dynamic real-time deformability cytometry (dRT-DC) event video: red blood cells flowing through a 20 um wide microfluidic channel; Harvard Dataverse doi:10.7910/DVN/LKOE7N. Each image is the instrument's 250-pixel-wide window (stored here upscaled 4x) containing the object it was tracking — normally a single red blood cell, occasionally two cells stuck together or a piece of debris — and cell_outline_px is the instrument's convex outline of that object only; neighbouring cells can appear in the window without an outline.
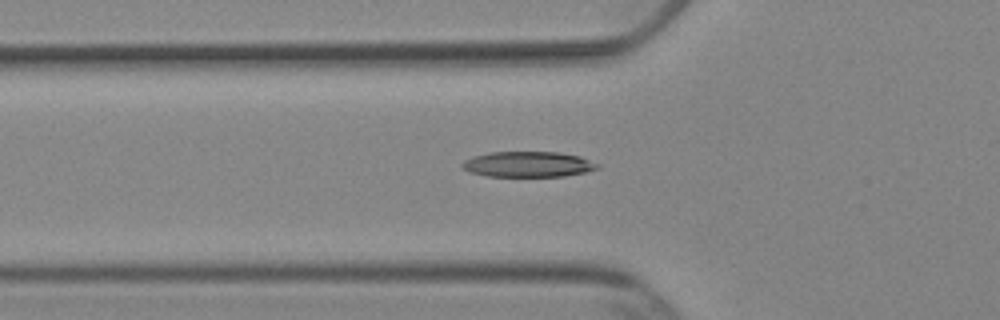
{"species": "Egyptian fruit bat (a non-hibernating species)", "species_latin": "Rousettus aegyptiacus", "temperature_condition": "cold", "stored_images_in_passage": 36, "camera_frame_rate_fps": 3000, "um_per_image_px": 0.085, "animal": {"sex": "female"}, "frame": {"image": 1, "passage_image": 2, "time_ms": 0.333, "image_size_px": [1000, 320], "cell_outline_px": [[600, 168], [584, 172], [564, 176], [488, 176], [468, 172], [460, 164], [464, 160], [472, 156], [488, 152], [560, 152], [580, 156], [600, 164]], "centroid_in_image_um": [44.88, 13.96], "position_along_channel_um": 80.9, "area_um2": 20.23}}
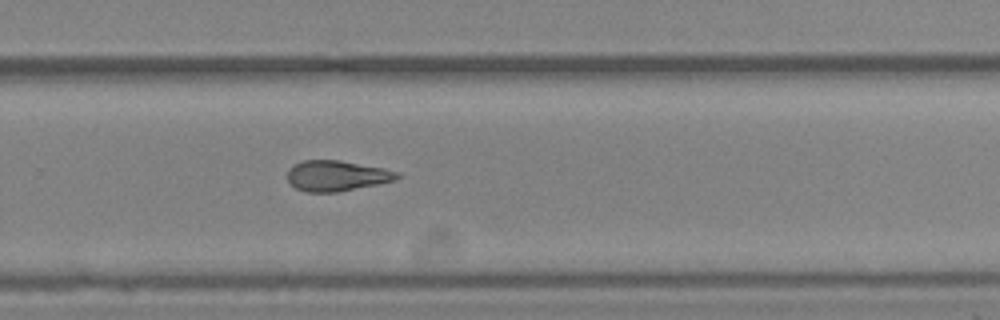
{"frame": {"image": 2, "passage_image": 19, "time_ms": 6.0, "image_size_px": [1000, 320], "cell_outline_px": [[400, 176], [396, 180], [336, 192], [308, 192], [296, 188], [288, 180], [288, 168], [292, 164], [304, 160], [340, 160], [384, 168], [400, 172]], "centroid_in_image_um": [28.61, 14.92], "position_along_channel_um": 301.2, "area_um2": 19.48}}
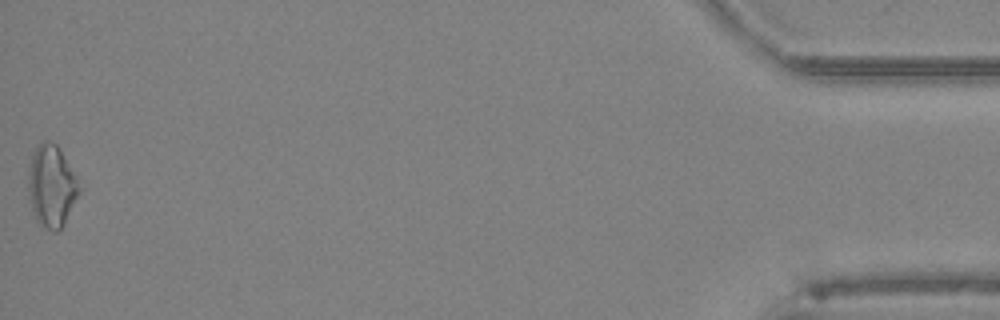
{"frame": {"image": 3, "passage_image": 36, "time_ms": 11.667, "image_size_px": [1000, 320], "cell_outline_px": [[80, 192], [64, 224], [56, 232], [52, 232], [40, 224], [36, 220], [32, 208], [28, 188], [28, 164], [32, 152], [44, 140], [48, 140], [56, 144], [76, 176], [80, 188]], "centroid_in_image_um": [4.37, 15.81], "position_along_channel_um": 430.8, "area_um2": 24.16}, "authors_computed_cell_mechanics": {"area_um2": 19.8832, "velocity_mm_per_s": 3.8955, "shape_relaxation_time_tau1_ms": null, "shape_relaxation_time_tau2_ms": 4.8836, "deformation_change_tau1": null, "deformation_change_tau2": 0.1531}}